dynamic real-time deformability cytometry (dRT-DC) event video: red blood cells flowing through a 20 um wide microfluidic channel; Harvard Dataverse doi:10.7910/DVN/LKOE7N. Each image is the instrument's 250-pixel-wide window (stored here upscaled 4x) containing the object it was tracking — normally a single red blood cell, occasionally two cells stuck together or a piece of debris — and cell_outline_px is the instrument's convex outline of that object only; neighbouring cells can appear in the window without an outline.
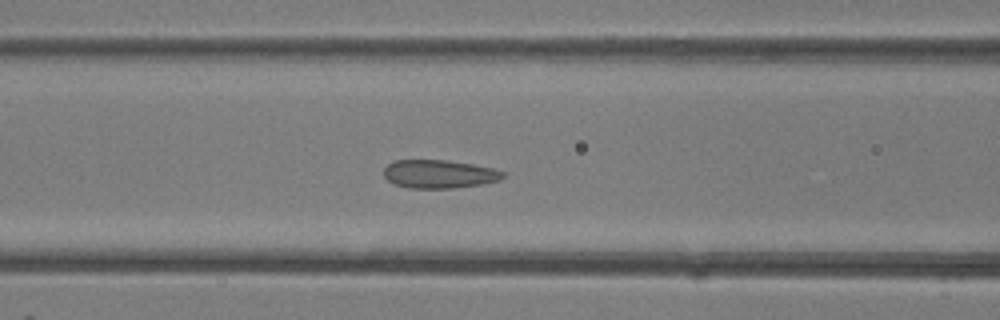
{"species": "common noctule bat (a hibernating species)", "species_latin": "Nyctalus noctula", "temperature_condition": "room temperature", "stored_images_in_passage": 39, "camera_frame_rate_fps": 3000, "um_per_image_px": 0.085, "animal": {"sex": "female"}, "frame": {"image": 1, "passage_image": 16, "time_ms": 5.0, "image_size_px": [1000, 320], "cell_outline_px": [[504, 176], [500, 180], [480, 184], [452, 188], [408, 188], [396, 184], [388, 180], [384, 176], [384, 168], [388, 164], [396, 160], [448, 160], [472, 164], [492, 168], [504, 172]], "centroid_in_image_um": [37.32, 14.79], "position_along_channel_um": 129.3, "area_um2": 19.54}}
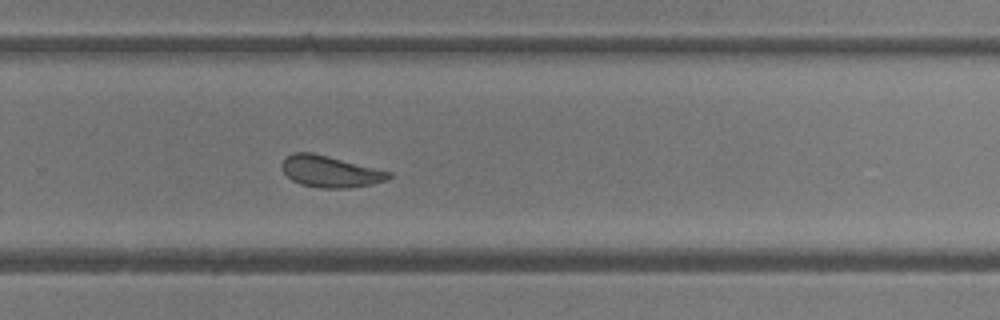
{"frame": {"image": 2, "passage_image": 26, "time_ms": 8.333, "image_size_px": [1000, 320], "cell_outline_px": [[392, 176], [388, 180], [372, 184], [348, 188], [320, 188], [300, 184], [292, 180], [284, 172], [280, 164], [292, 152], [312, 152], [392, 172]], "centroid_in_image_um": [28.08, 14.58], "position_along_channel_um": 301.7, "area_um2": 19.59}}
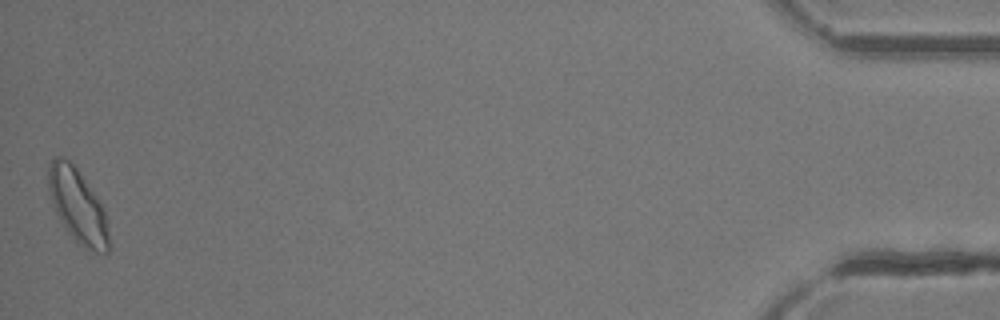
{"frame": {"image": 3, "passage_image": 39, "time_ms": 12.667, "image_size_px": [1000, 320], "cell_outline_px": [[108, 252], [96, 252], [80, 244], [68, 232], [60, 220], [56, 212], [48, 188], [48, 164], [56, 156], [60, 156], [68, 160], [76, 168], [100, 204], [104, 212], [108, 232]], "centroid_in_image_um": [6.56, 17.48], "position_along_channel_um": 428.6, "area_um2": 24.97}}